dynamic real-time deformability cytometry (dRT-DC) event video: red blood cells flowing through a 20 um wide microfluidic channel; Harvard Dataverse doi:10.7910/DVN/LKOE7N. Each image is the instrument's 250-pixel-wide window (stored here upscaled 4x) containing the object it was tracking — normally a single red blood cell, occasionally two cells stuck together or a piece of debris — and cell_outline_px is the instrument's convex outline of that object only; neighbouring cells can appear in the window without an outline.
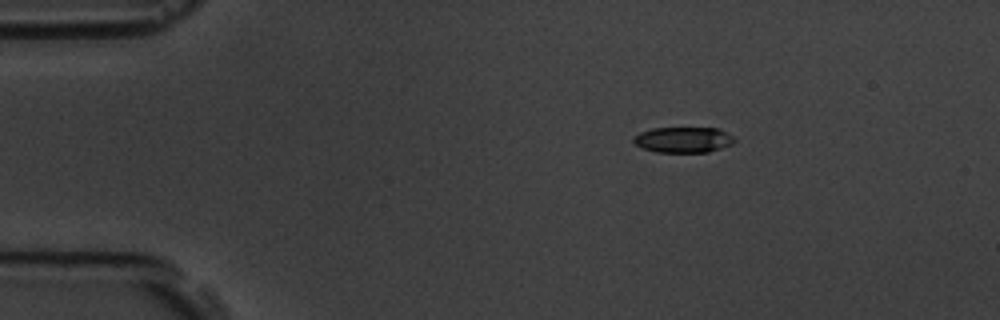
{"species": "common noctule bat (a hibernating species)", "species_latin": "Nyctalus noctula", "temperature_condition": "room temperature", "stored_images_in_passage": 3, "camera_frame_rate_fps": 3000, "um_per_image_px": 0.085, "animal": {"sex": "male", "body_mass_g": 19.5, "forearm_length_mm": 54.6}, "frame": {"image": 1, "passage_image": 1, "time_ms": 0.0, "image_size_px": [1000, 320], "cell_outline_px": [[736, 140], [732, 144], [708, 152], [656, 152], [644, 148], [636, 144], [632, 140], [632, 136], [640, 132], [652, 128], [720, 128], [732, 136]], "centroid_in_image_um": [58.07, 11.87], "position_along_channel_um": 26.9, "area_um2": 15.09}}